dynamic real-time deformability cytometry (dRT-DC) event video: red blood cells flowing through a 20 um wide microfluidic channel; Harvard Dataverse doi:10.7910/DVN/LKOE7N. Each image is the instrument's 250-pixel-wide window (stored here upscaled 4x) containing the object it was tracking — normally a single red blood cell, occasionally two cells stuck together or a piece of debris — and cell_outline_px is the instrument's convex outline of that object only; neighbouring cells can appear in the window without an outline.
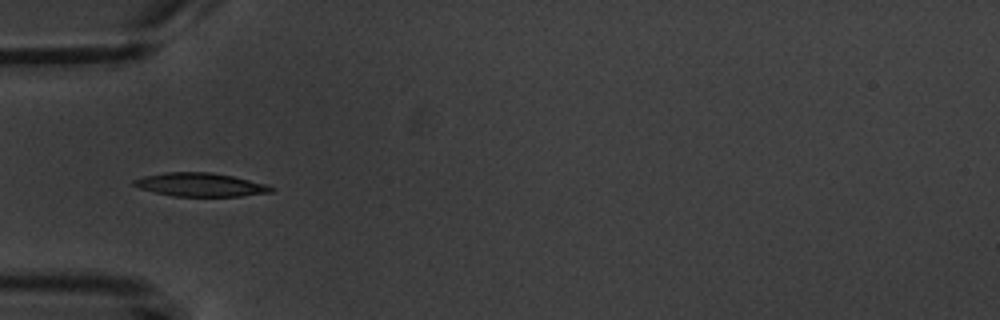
{"species": "common noctule bat (a hibernating species)", "species_latin": "Nyctalus noctula", "temperature_condition": "warm", "stored_images_in_passage": 10, "camera_frame_rate_fps": 3000, "um_per_image_px": 0.085, "animal": {"sex": "male", "body_mass_g": 20.1, "forearm_length_mm": 53.5}, "frame": {"image": 1, "passage_image": 4, "time_ms": 4.333, "image_size_px": [1000, 320], "cell_outline_px": [[276, 188], [272, 192], [240, 196], [172, 196], [140, 188], [132, 184], [132, 180], [144, 176], [164, 172], [212, 172], [232, 176], [268, 184]], "centroid_in_image_um": [17.06, 15.69], "position_along_channel_um": 67.9, "area_um2": 18.84}}
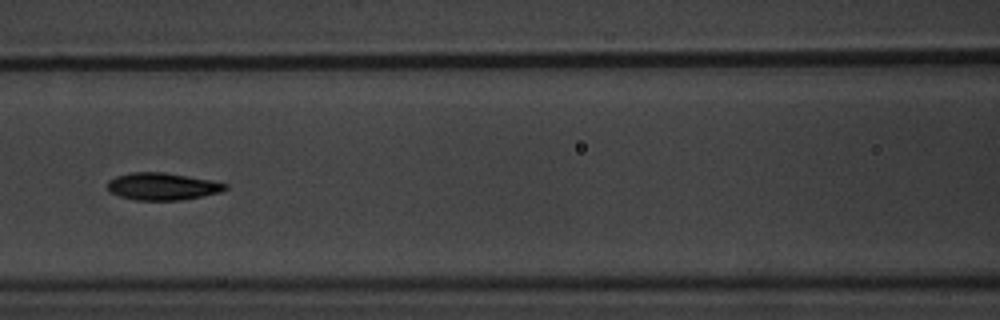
{"frame": {"image": 2, "passage_image": 6, "time_ms": 6.667, "image_size_px": [1000, 320], "cell_outline_px": [[228, 188], [220, 192], [180, 200], [132, 200], [108, 192], [108, 180], [116, 176], [132, 172], [164, 172], [212, 180], [228, 184]], "centroid_in_image_um": [13.78, 15.84], "position_along_channel_um": 152.8, "area_um2": 18.73}}
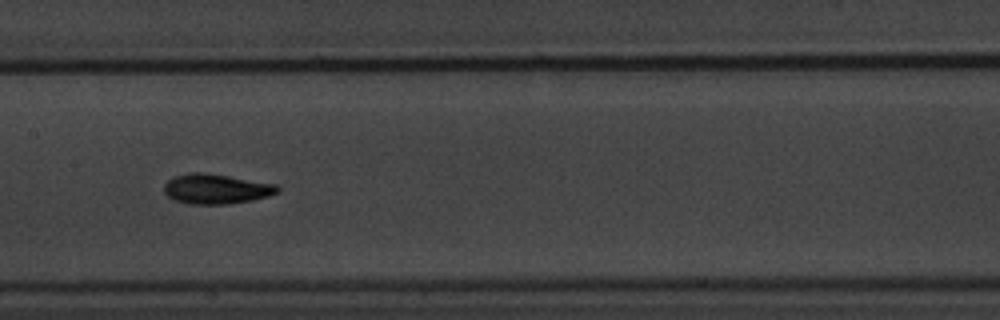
{"frame": {"image": 3, "passage_image": 7, "time_ms": 7.667, "image_size_px": [1000, 320], "cell_outline_px": [[280, 192], [268, 196], [252, 200], [228, 204], [188, 204], [176, 200], [168, 196], [164, 192], [164, 184], [172, 176], [188, 172], [200, 172], [228, 176], [276, 184], [280, 188]], "centroid_in_image_um": [18.36, 16.05], "position_along_channel_um": 189.0, "area_um2": 19.83}}